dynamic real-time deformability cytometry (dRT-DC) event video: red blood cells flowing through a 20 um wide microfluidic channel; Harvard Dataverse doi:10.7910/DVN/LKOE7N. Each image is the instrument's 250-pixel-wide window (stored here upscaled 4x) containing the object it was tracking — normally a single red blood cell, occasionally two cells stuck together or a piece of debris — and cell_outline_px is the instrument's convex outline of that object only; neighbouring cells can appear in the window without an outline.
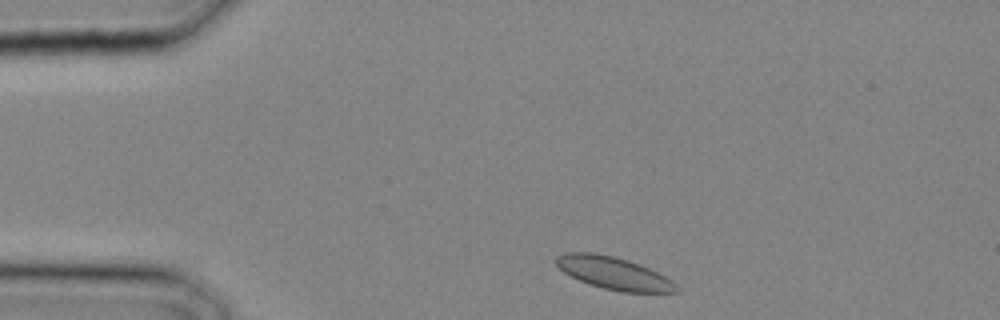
{"species": "common noctule bat (a hibernating species)", "species_latin": "Nyctalus noctula", "temperature_condition": "cold", "stored_images_in_passage": 10, "camera_frame_rate_fps": 3000, "um_per_image_px": 0.085, "animal": {"sex": "male", "body_mass_g": 20.4}, "frame": {"image": 1, "passage_image": 1, "time_ms": 0.0, "image_size_px": [1000, 320], "cell_outline_px": [[680, 292], [620, 292], [588, 284], [564, 272], [552, 260], [556, 256], [564, 252], [592, 252], [612, 256], [628, 260], [640, 264], [672, 280], [680, 288]], "centroid_in_image_um": [52.15, 23.21], "position_along_channel_um": 32.8, "area_um2": 22.77}}
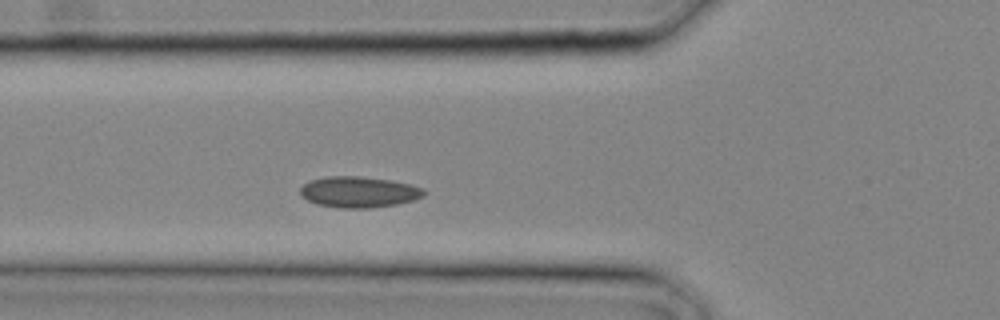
{"frame": {"image": 2, "passage_image": 6, "time_ms": 1.667, "image_size_px": [1000, 320], "cell_outline_px": [[428, 192], [424, 196], [412, 200], [396, 204], [368, 208], [340, 208], [316, 204], [300, 196], [300, 188], [308, 180], [328, 176], [360, 176], [388, 180], [408, 184], [424, 188]], "centroid_in_image_um": [30.47, 16.32], "position_along_channel_um": 95.3, "area_um2": 22.37}}
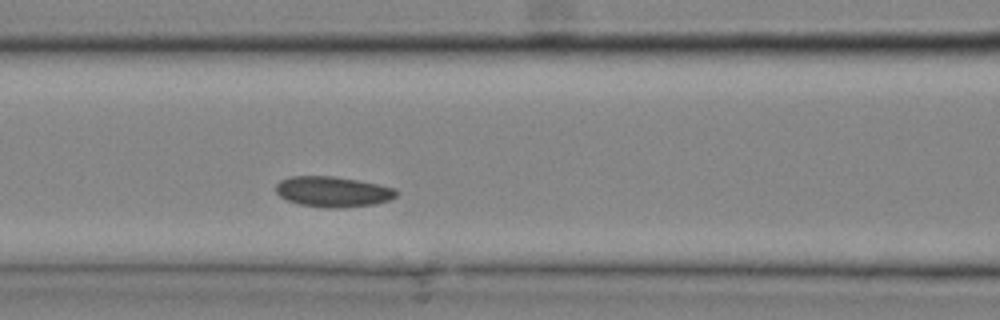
{"frame": {"image": 3, "passage_image": 8, "time_ms": 2.333, "image_size_px": [1000, 320], "cell_outline_px": [[400, 192], [396, 196], [388, 200], [376, 204], [336, 208], [328, 208], [300, 204], [288, 200], [280, 196], [276, 192], [276, 184], [280, 180], [292, 176], [336, 176], [360, 180], [396, 188]], "centroid_in_image_um": [28.33, 16.28], "position_along_channel_um": 138.3, "area_um2": 21.5}}